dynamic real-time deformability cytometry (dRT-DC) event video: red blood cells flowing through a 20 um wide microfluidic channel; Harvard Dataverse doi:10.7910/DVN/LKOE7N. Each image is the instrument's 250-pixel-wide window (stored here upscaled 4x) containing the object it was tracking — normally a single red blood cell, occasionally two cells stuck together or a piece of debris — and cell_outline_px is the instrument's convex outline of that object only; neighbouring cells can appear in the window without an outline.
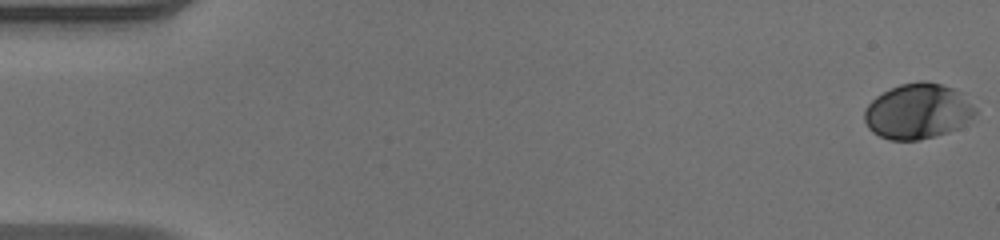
{"species": "human", "species_latin": "Homo sapiens", "temperature_condition": "warm", "stored_images_in_passage": 51, "camera_frame_rate_fps": 3000, "um_per_image_px": 0.085, "donor": {"sex": "male"}, "frame": {"image": 1, "passage_image": 1, "time_ms": 0.0, "image_size_px": [1000, 240], "cell_outline_px": [[976, 112], [972, 116], [956, 128], [948, 132], [936, 136], [920, 140], [888, 140], [872, 132], [868, 128], [864, 120], [864, 108], [876, 96], [900, 84], [920, 80], [924, 80], [940, 84], [952, 88], [960, 92], [976, 108]], "centroid_in_image_um": [77.96, 9.46], "position_along_channel_um": 7.0, "area_um2": 35.6}}
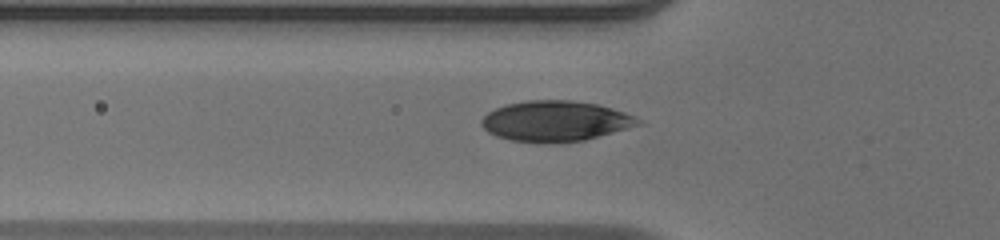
{"frame": {"image": 2, "passage_image": 18, "time_ms": 5.667, "image_size_px": [1000, 240], "cell_outline_px": [[644, 124], [584, 140], [544, 144], [512, 140], [496, 136], [488, 132], [480, 124], [480, 120], [488, 112], [496, 108], [508, 104], [528, 100], [572, 100], [596, 104], [612, 108], [636, 116]], "centroid_in_image_um": [47.22, 10.3], "position_along_channel_um": 78.6, "area_um2": 37.11}}
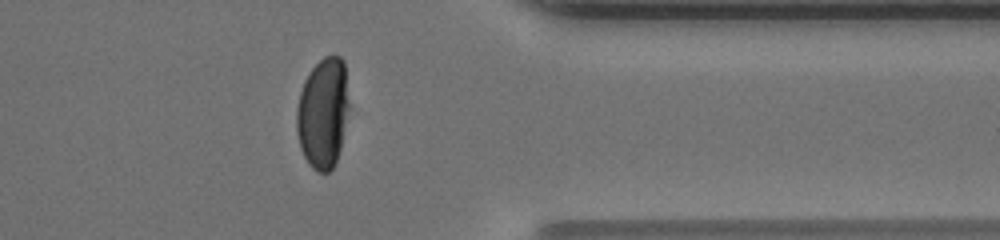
{"frame": {"image": 3, "passage_image": 41, "time_ms": 13.333, "image_size_px": [1000, 240], "cell_outline_px": [[348, 108], [340, 148], [336, 160], [332, 168], [328, 172], [320, 172], [312, 168], [308, 164], [300, 148], [296, 132], [296, 108], [300, 92], [304, 80], [308, 72], [324, 56], [340, 56], [344, 60], [348, 104]], "centroid_in_image_um": [27.42, 9.6], "position_along_channel_um": 384.0, "area_um2": 33.64}, "authors_computed_cell_mechanics": {"area_um2": 35.7204, "velocity_mm_per_s": 4.108, "shape_relaxation_time_tau1_ms": 2.941, "shape_relaxation_time_tau2_ms": null, "deformation_change_tau1": 0.1792, "deformation_change_tau2": null}}